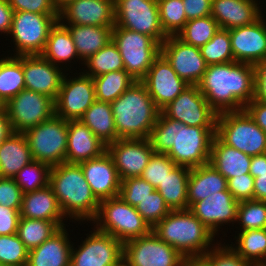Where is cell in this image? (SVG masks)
I'll return each instance as SVG.
<instances>
[{"instance_id":"cell-24","label":"cell","mask_w":266,"mask_h":266,"mask_svg":"<svg viewBox=\"0 0 266 266\" xmlns=\"http://www.w3.org/2000/svg\"><path fill=\"white\" fill-rule=\"evenodd\" d=\"M78 164L99 201L119 196L121 180L114 161L107 151L99 157Z\"/></svg>"},{"instance_id":"cell-52","label":"cell","mask_w":266,"mask_h":266,"mask_svg":"<svg viewBox=\"0 0 266 266\" xmlns=\"http://www.w3.org/2000/svg\"><path fill=\"white\" fill-rule=\"evenodd\" d=\"M23 193L14 178L0 177V204L8 208L21 209Z\"/></svg>"},{"instance_id":"cell-25","label":"cell","mask_w":266,"mask_h":266,"mask_svg":"<svg viewBox=\"0 0 266 266\" xmlns=\"http://www.w3.org/2000/svg\"><path fill=\"white\" fill-rule=\"evenodd\" d=\"M259 4L256 0H212L211 16L220 29L247 26L263 16Z\"/></svg>"},{"instance_id":"cell-54","label":"cell","mask_w":266,"mask_h":266,"mask_svg":"<svg viewBox=\"0 0 266 266\" xmlns=\"http://www.w3.org/2000/svg\"><path fill=\"white\" fill-rule=\"evenodd\" d=\"M20 209L8 208L0 204V235L17 234Z\"/></svg>"},{"instance_id":"cell-60","label":"cell","mask_w":266,"mask_h":266,"mask_svg":"<svg viewBox=\"0 0 266 266\" xmlns=\"http://www.w3.org/2000/svg\"><path fill=\"white\" fill-rule=\"evenodd\" d=\"M266 173V153L251 157L250 174L255 178Z\"/></svg>"},{"instance_id":"cell-40","label":"cell","mask_w":266,"mask_h":266,"mask_svg":"<svg viewBox=\"0 0 266 266\" xmlns=\"http://www.w3.org/2000/svg\"><path fill=\"white\" fill-rule=\"evenodd\" d=\"M83 64L88 68L83 73L92 78L111 71L124 70L122 56L112 40L85 60Z\"/></svg>"},{"instance_id":"cell-37","label":"cell","mask_w":266,"mask_h":266,"mask_svg":"<svg viewBox=\"0 0 266 266\" xmlns=\"http://www.w3.org/2000/svg\"><path fill=\"white\" fill-rule=\"evenodd\" d=\"M237 235V245L230 246L251 265H266V228L240 231Z\"/></svg>"},{"instance_id":"cell-5","label":"cell","mask_w":266,"mask_h":266,"mask_svg":"<svg viewBox=\"0 0 266 266\" xmlns=\"http://www.w3.org/2000/svg\"><path fill=\"white\" fill-rule=\"evenodd\" d=\"M152 231L187 260L200 259L214 246V233L189 209L171 210Z\"/></svg>"},{"instance_id":"cell-17","label":"cell","mask_w":266,"mask_h":266,"mask_svg":"<svg viewBox=\"0 0 266 266\" xmlns=\"http://www.w3.org/2000/svg\"><path fill=\"white\" fill-rule=\"evenodd\" d=\"M161 54L189 85H198L208 66L199 47L185 43L176 35L168 36L163 41Z\"/></svg>"},{"instance_id":"cell-1","label":"cell","mask_w":266,"mask_h":266,"mask_svg":"<svg viewBox=\"0 0 266 266\" xmlns=\"http://www.w3.org/2000/svg\"><path fill=\"white\" fill-rule=\"evenodd\" d=\"M216 127L187 126L161 112L149 140L155 153L167 154L176 165L196 168L210 160Z\"/></svg>"},{"instance_id":"cell-11","label":"cell","mask_w":266,"mask_h":266,"mask_svg":"<svg viewBox=\"0 0 266 266\" xmlns=\"http://www.w3.org/2000/svg\"><path fill=\"white\" fill-rule=\"evenodd\" d=\"M115 26L143 33L162 44L168 37L160 24L157 0H114Z\"/></svg>"},{"instance_id":"cell-64","label":"cell","mask_w":266,"mask_h":266,"mask_svg":"<svg viewBox=\"0 0 266 266\" xmlns=\"http://www.w3.org/2000/svg\"><path fill=\"white\" fill-rule=\"evenodd\" d=\"M114 266H128V264H127V262L124 260V259H122L121 261H119L116 265H114Z\"/></svg>"},{"instance_id":"cell-49","label":"cell","mask_w":266,"mask_h":266,"mask_svg":"<svg viewBox=\"0 0 266 266\" xmlns=\"http://www.w3.org/2000/svg\"><path fill=\"white\" fill-rule=\"evenodd\" d=\"M175 166L167 154L154 152L140 177L157 188Z\"/></svg>"},{"instance_id":"cell-4","label":"cell","mask_w":266,"mask_h":266,"mask_svg":"<svg viewBox=\"0 0 266 266\" xmlns=\"http://www.w3.org/2000/svg\"><path fill=\"white\" fill-rule=\"evenodd\" d=\"M110 104L119 139H149L161 111L141 81H135Z\"/></svg>"},{"instance_id":"cell-12","label":"cell","mask_w":266,"mask_h":266,"mask_svg":"<svg viewBox=\"0 0 266 266\" xmlns=\"http://www.w3.org/2000/svg\"><path fill=\"white\" fill-rule=\"evenodd\" d=\"M123 259L128 266H183L187 260L153 231L124 242Z\"/></svg>"},{"instance_id":"cell-59","label":"cell","mask_w":266,"mask_h":266,"mask_svg":"<svg viewBox=\"0 0 266 266\" xmlns=\"http://www.w3.org/2000/svg\"><path fill=\"white\" fill-rule=\"evenodd\" d=\"M13 133L6 109L4 105H0V144Z\"/></svg>"},{"instance_id":"cell-22","label":"cell","mask_w":266,"mask_h":266,"mask_svg":"<svg viewBox=\"0 0 266 266\" xmlns=\"http://www.w3.org/2000/svg\"><path fill=\"white\" fill-rule=\"evenodd\" d=\"M59 21L73 25L115 26L114 0H72L59 10Z\"/></svg>"},{"instance_id":"cell-7","label":"cell","mask_w":266,"mask_h":266,"mask_svg":"<svg viewBox=\"0 0 266 266\" xmlns=\"http://www.w3.org/2000/svg\"><path fill=\"white\" fill-rule=\"evenodd\" d=\"M216 135L225 144L250 156L266 153V132L245 110L219 113Z\"/></svg>"},{"instance_id":"cell-55","label":"cell","mask_w":266,"mask_h":266,"mask_svg":"<svg viewBox=\"0 0 266 266\" xmlns=\"http://www.w3.org/2000/svg\"><path fill=\"white\" fill-rule=\"evenodd\" d=\"M188 20L211 15L212 0H182Z\"/></svg>"},{"instance_id":"cell-50","label":"cell","mask_w":266,"mask_h":266,"mask_svg":"<svg viewBox=\"0 0 266 266\" xmlns=\"http://www.w3.org/2000/svg\"><path fill=\"white\" fill-rule=\"evenodd\" d=\"M155 189L154 186L141 177H131L121 180L119 196L125 202L135 207Z\"/></svg>"},{"instance_id":"cell-38","label":"cell","mask_w":266,"mask_h":266,"mask_svg":"<svg viewBox=\"0 0 266 266\" xmlns=\"http://www.w3.org/2000/svg\"><path fill=\"white\" fill-rule=\"evenodd\" d=\"M97 101L112 103L136 80L127 71L118 70L93 77Z\"/></svg>"},{"instance_id":"cell-31","label":"cell","mask_w":266,"mask_h":266,"mask_svg":"<svg viewBox=\"0 0 266 266\" xmlns=\"http://www.w3.org/2000/svg\"><path fill=\"white\" fill-rule=\"evenodd\" d=\"M32 160L26 136L14 132L0 144V177L14 178Z\"/></svg>"},{"instance_id":"cell-47","label":"cell","mask_w":266,"mask_h":266,"mask_svg":"<svg viewBox=\"0 0 266 266\" xmlns=\"http://www.w3.org/2000/svg\"><path fill=\"white\" fill-rule=\"evenodd\" d=\"M199 260L205 266H252L244 260L231 246L215 243Z\"/></svg>"},{"instance_id":"cell-36","label":"cell","mask_w":266,"mask_h":266,"mask_svg":"<svg viewBox=\"0 0 266 266\" xmlns=\"http://www.w3.org/2000/svg\"><path fill=\"white\" fill-rule=\"evenodd\" d=\"M25 89L23 55L0 59V105Z\"/></svg>"},{"instance_id":"cell-26","label":"cell","mask_w":266,"mask_h":266,"mask_svg":"<svg viewBox=\"0 0 266 266\" xmlns=\"http://www.w3.org/2000/svg\"><path fill=\"white\" fill-rule=\"evenodd\" d=\"M107 145L79 119L68 120L66 163H80L101 156Z\"/></svg>"},{"instance_id":"cell-51","label":"cell","mask_w":266,"mask_h":266,"mask_svg":"<svg viewBox=\"0 0 266 266\" xmlns=\"http://www.w3.org/2000/svg\"><path fill=\"white\" fill-rule=\"evenodd\" d=\"M227 186L228 191L237 201L254 200V177L251 174L229 178Z\"/></svg>"},{"instance_id":"cell-45","label":"cell","mask_w":266,"mask_h":266,"mask_svg":"<svg viewBox=\"0 0 266 266\" xmlns=\"http://www.w3.org/2000/svg\"><path fill=\"white\" fill-rule=\"evenodd\" d=\"M237 223L240 231L266 228V202L259 200H243L237 209Z\"/></svg>"},{"instance_id":"cell-62","label":"cell","mask_w":266,"mask_h":266,"mask_svg":"<svg viewBox=\"0 0 266 266\" xmlns=\"http://www.w3.org/2000/svg\"><path fill=\"white\" fill-rule=\"evenodd\" d=\"M183 266H205L199 259L186 260Z\"/></svg>"},{"instance_id":"cell-56","label":"cell","mask_w":266,"mask_h":266,"mask_svg":"<svg viewBox=\"0 0 266 266\" xmlns=\"http://www.w3.org/2000/svg\"><path fill=\"white\" fill-rule=\"evenodd\" d=\"M244 110L249 114L254 122L266 132V102L252 99L244 107Z\"/></svg>"},{"instance_id":"cell-61","label":"cell","mask_w":266,"mask_h":266,"mask_svg":"<svg viewBox=\"0 0 266 266\" xmlns=\"http://www.w3.org/2000/svg\"><path fill=\"white\" fill-rule=\"evenodd\" d=\"M254 200L266 202V173L254 178Z\"/></svg>"},{"instance_id":"cell-42","label":"cell","mask_w":266,"mask_h":266,"mask_svg":"<svg viewBox=\"0 0 266 266\" xmlns=\"http://www.w3.org/2000/svg\"><path fill=\"white\" fill-rule=\"evenodd\" d=\"M50 170V165L32 160L16 174L14 180L23 194L33 192L49 185Z\"/></svg>"},{"instance_id":"cell-30","label":"cell","mask_w":266,"mask_h":266,"mask_svg":"<svg viewBox=\"0 0 266 266\" xmlns=\"http://www.w3.org/2000/svg\"><path fill=\"white\" fill-rule=\"evenodd\" d=\"M227 189V179L209 162L191 168L187 188L188 209L193 203Z\"/></svg>"},{"instance_id":"cell-63","label":"cell","mask_w":266,"mask_h":266,"mask_svg":"<svg viewBox=\"0 0 266 266\" xmlns=\"http://www.w3.org/2000/svg\"><path fill=\"white\" fill-rule=\"evenodd\" d=\"M70 1L72 0H54L55 5L59 10Z\"/></svg>"},{"instance_id":"cell-27","label":"cell","mask_w":266,"mask_h":266,"mask_svg":"<svg viewBox=\"0 0 266 266\" xmlns=\"http://www.w3.org/2000/svg\"><path fill=\"white\" fill-rule=\"evenodd\" d=\"M20 217L54 221L60 228L66 225L57 197L49 185L23 194Z\"/></svg>"},{"instance_id":"cell-35","label":"cell","mask_w":266,"mask_h":266,"mask_svg":"<svg viewBox=\"0 0 266 266\" xmlns=\"http://www.w3.org/2000/svg\"><path fill=\"white\" fill-rule=\"evenodd\" d=\"M190 168L176 165L156 190L170 210L188 209L187 188Z\"/></svg>"},{"instance_id":"cell-14","label":"cell","mask_w":266,"mask_h":266,"mask_svg":"<svg viewBox=\"0 0 266 266\" xmlns=\"http://www.w3.org/2000/svg\"><path fill=\"white\" fill-rule=\"evenodd\" d=\"M161 113L187 126L216 127L218 113L208 104L198 85L187 86Z\"/></svg>"},{"instance_id":"cell-33","label":"cell","mask_w":266,"mask_h":266,"mask_svg":"<svg viewBox=\"0 0 266 266\" xmlns=\"http://www.w3.org/2000/svg\"><path fill=\"white\" fill-rule=\"evenodd\" d=\"M40 55L52 64L61 66V68L63 64L71 63V60L75 58L77 61L80 60L68 28L59 20L50 30L45 48Z\"/></svg>"},{"instance_id":"cell-21","label":"cell","mask_w":266,"mask_h":266,"mask_svg":"<svg viewBox=\"0 0 266 266\" xmlns=\"http://www.w3.org/2000/svg\"><path fill=\"white\" fill-rule=\"evenodd\" d=\"M64 69L41 55H23L25 89L47 95L55 101L66 74L62 71Z\"/></svg>"},{"instance_id":"cell-48","label":"cell","mask_w":266,"mask_h":266,"mask_svg":"<svg viewBox=\"0 0 266 266\" xmlns=\"http://www.w3.org/2000/svg\"><path fill=\"white\" fill-rule=\"evenodd\" d=\"M135 208L151 228L171 211L156 189L148 197L140 201Z\"/></svg>"},{"instance_id":"cell-8","label":"cell","mask_w":266,"mask_h":266,"mask_svg":"<svg viewBox=\"0 0 266 266\" xmlns=\"http://www.w3.org/2000/svg\"><path fill=\"white\" fill-rule=\"evenodd\" d=\"M112 41L117 46L124 69L136 81H141L155 59L161 54V44L149 35L113 27Z\"/></svg>"},{"instance_id":"cell-3","label":"cell","mask_w":266,"mask_h":266,"mask_svg":"<svg viewBox=\"0 0 266 266\" xmlns=\"http://www.w3.org/2000/svg\"><path fill=\"white\" fill-rule=\"evenodd\" d=\"M49 186L66 218L80 222L95 219L100 201L93 194L79 164L63 162L52 166Z\"/></svg>"},{"instance_id":"cell-41","label":"cell","mask_w":266,"mask_h":266,"mask_svg":"<svg viewBox=\"0 0 266 266\" xmlns=\"http://www.w3.org/2000/svg\"><path fill=\"white\" fill-rule=\"evenodd\" d=\"M219 29L217 21L209 15L188 20L176 36L185 43L200 48L210 41Z\"/></svg>"},{"instance_id":"cell-43","label":"cell","mask_w":266,"mask_h":266,"mask_svg":"<svg viewBox=\"0 0 266 266\" xmlns=\"http://www.w3.org/2000/svg\"><path fill=\"white\" fill-rule=\"evenodd\" d=\"M200 52L207 65L233 62L229 30L219 29L210 41L200 47Z\"/></svg>"},{"instance_id":"cell-2","label":"cell","mask_w":266,"mask_h":266,"mask_svg":"<svg viewBox=\"0 0 266 266\" xmlns=\"http://www.w3.org/2000/svg\"><path fill=\"white\" fill-rule=\"evenodd\" d=\"M198 87L218 114L242 111L255 96V66L236 61L208 65Z\"/></svg>"},{"instance_id":"cell-44","label":"cell","mask_w":266,"mask_h":266,"mask_svg":"<svg viewBox=\"0 0 266 266\" xmlns=\"http://www.w3.org/2000/svg\"><path fill=\"white\" fill-rule=\"evenodd\" d=\"M160 24L167 36L177 35L187 17L182 0H157Z\"/></svg>"},{"instance_id":"cell-15","label":"cell","mask_w":266,"mask_h":266,"mask_svg":"<svg viewBox=\"0 0 266 266\" xmlns=\"http://www.w3.org/2000/svg\"><path fill=\"white\" fill-rule=\"evenodd\" d=\"M90 232L78 249L72 244L70 266H114L123 259L120 240L96 228Z\"/></svg>"},{"instance_id":"cell-20","label":"cell","mask_w":266,"mask_h":266,"mask_svg":"<svg viewBox=\"0 0 266 266\" xmlns=\"http://www.w3.org/2000/svg\"><path fill=\"white\" fill-rule=\"evenodd\" d=\"M263 17L250 25L229 30L234 61L255 66L266 59V23Z\"/></svg>"},{"instance_id":"cell-34","label":"cell","mask_w":266,"mask_h":266,"mask_svg":"<svg viewBox=\"0 0 266 266\" xmlns=\"http://www.w3.org/2000/svg\"><path fill=\"white\" fill-rule=\"evenodd\" d=\"M80 120L106 145L119 139L111 104L95 100Z\"/></svg>"},{"instance_id":"cell-6","label":"cell","mask_w":266,"mask_h":266,"mask_svg":"<svg viewBox=\"0 0 266 266\" xmlns=\"http://www.w3.org/2000/svg\"><path fill=\"white\" fill-rule=\"evenodd\" d=\"M92 223L95 224L94 228L112 235L122 243L146 236L152 231L136 208L120 196L101 200Z\"/></svg>"},{"instance_id":"cell-57","label":"cell","mask_w":266,"mask_h":266,"mask_svg":"<svg viewBox=\"0 0 266 266\" xmlns=\"http://www.w3.org/2000/svg\"><path fill=\"white\" fill-rule=\"evenodd\" d=\"M254 99L261 102H266V59L255 65Z\"/></svg>"},{"instance_id":"cell-10","label":"cell","mask_w":266,"mask_h":266,"mask_svg":"<svg viewBox=\"0 0 266 266\" xmlns=\"http://www.w3.org/2000/svg\"><path fill=\"white\" fill-rule=\"evenodd\" d=\"M59 20V14H37L29 11L14 12L11 35L16 53L40 55L46 45L50 30Z\"/></svg>"},{"instance_id":"cell-58","label":"cell","mask_w":266,"mask_h":266,"mask_svg":"<svg viewBox=\"0 0 266 266\" xmlns=\"http://www.w3.org/2000/svg\"><path fill=\"white\" fill-rule=\"evenodd\" d=\"M14 10L7 0H0V32L9 34L12 26Z\"/></svg>"},{"instance_id":"cell-9","label":"cell","mask_w":266,"mask_h":266,"mask_svg":"<svg viewBox=\"0 0 266 266\" xmlns=\"http://www.w3.org/2000/svg\"><path fill=\"white\" fill-rule=\"evenodd\" d=\"M33 160L55 166L65 162L68 138V120L53 115L23 133Z\"/></svg>"},{"instance_id":"cell-18","label":"cell","mask_w":266,"mask_h":266,"mask_svg":"<svg viewBox=\"0 0 266 266\" xmlns=\"http://www.w3.org/2000/svg\"><path fill=\"white\" fill-rule=\"evenodd\" d=\"M120 180L140 177L154 153L149 139H118L107 145Z\"/></svg>"},{"instance_id":"cell-29","label":"cell","mask_w":266,"mask_h":266,"mask_svg":"<svg viewBox=\"0 0 266 266\" xmlns=\"http://www.w3.org/2000/svg\"><path fill=\"white\" fill-rule=\"evenodd\" d=\"M251 157L225 144L215 135L209 163L228 180L235 176L250 174Z\"/></svg>"},{"instance_id":"cell-23","label":"cell","mask_w":266,"mask_h":266,"mask_svg":"<svg viewBox=\"0 0 266 266\" xmlns=\"http://www.w3.org/2000/svg\"><path fill=\"white\" fill-rule=\"evenodd\" d=\"M239 201L227 190L216 192L205 199L193 203L189 210L217 235L220 226L226 223L234 224L237 219ZM225 223V224H224Z\"/></svg>"},{"instance_id":"cell-46","label":"cell","mask_w":266,"mask_h":266,"mask_svg":"<svg viewBox=\"0 0 266 266\" xmlns=\"http://www.w3.org/2000/svg\"><path fill=\"white\" fill-rule=\"evenodd\" d=\"M29 250L17 234L0 235V266H27Z\"/></svg>"},{"instance_id":"cell-28","label":"cell","mask_w":266,"mask_h":266,"mask_svg":"<svg viewBox=\"0 0 266 266\" xmlns=\"http://www.w3.org/2000/svg\"><path fill=\"white\" fill-rule=\"evenodd\" d=\"M65 227L29 251L27 266H70L72 244Z\"/></svg>"},{"instance_id":"cell-39","label":"cell","mask_w":266,"mask_h":266,"mask_svg":"<svg viewBox=\"0 0 266 266\" xmlns=\"http://www.w3.org/2000/svg\"><path fill=\"white\" fill-rule=\"evenodd\" d=\"M59 229L54 221L20 217L17 236L30 251L48 240Z\"/></svg>"},{"instance_id":"cell-19","label":"cell","mask_w":266,"mask_h":266,"mask_svg":"<svg viewBox=\"0 0 266 266\" xmlns=\"http://www.w3.org/2000/svg\"><path fill=\"white\" fill-rule=\"evenodd\" d=\"M141 82L146 86L148 94L160 110L189 86L177 75L162 54L155 59Z\"/></svg>"},{"instance_id":"cell-53","label":"cell","mask_w":266,"mask_h":266,"mask_svg":"<svg viewBox=\"0 0 266 266\" xmlns=\"http://www.w3.org/2000/svg\"><path fill=\"white\" fill-rule=\"evenodd\" d=\"M14 12L29 11L37 14H59L54 0H7Z\"/></svg>"},{"instance_id":"cell-13","label":"cell","mask_w":266,"mask_h":266,"mask_svg":"<svg viewBox=\"0 0 266 266\" xmlns=\"http://www.w3.org/2000/svg\"><path fill=\"white\" fill-rule=\"evenodd\" d=\"M14 132L26 130L55 114L54 100L47 95L24 89L4 105Z\"/></svg>"},{"instance_id":"cell-32","label":"cell","mask_w":266,"mask_h":266,"mask_svg":"<svg viewBox=\"0 0 266 266\" xmlns=\"http://www.w3.org/2000/svg\"><path fill=\"white\" fill-rule=\"evenodd\" d=\"M63 25L68 28L82 63L112 40L114 26Z\"/></svg>"},{"instance_id":"cell-16","label":"cell","mask_w":266,"mask_h":266,"mask_svg":"<svg viewBox=\"0 0 266 266\" xmlns=\"http://www.w3.org/2000/svg\"><path fill=\"white\" fill-rule=\"evenodd\" d=\"M77 74L79 76L70 79L67 77L68 73L64 76L54 101L55 115L65 120H79L96 100L92 77L83 72Z\"/></svg>"}]
</instances>
